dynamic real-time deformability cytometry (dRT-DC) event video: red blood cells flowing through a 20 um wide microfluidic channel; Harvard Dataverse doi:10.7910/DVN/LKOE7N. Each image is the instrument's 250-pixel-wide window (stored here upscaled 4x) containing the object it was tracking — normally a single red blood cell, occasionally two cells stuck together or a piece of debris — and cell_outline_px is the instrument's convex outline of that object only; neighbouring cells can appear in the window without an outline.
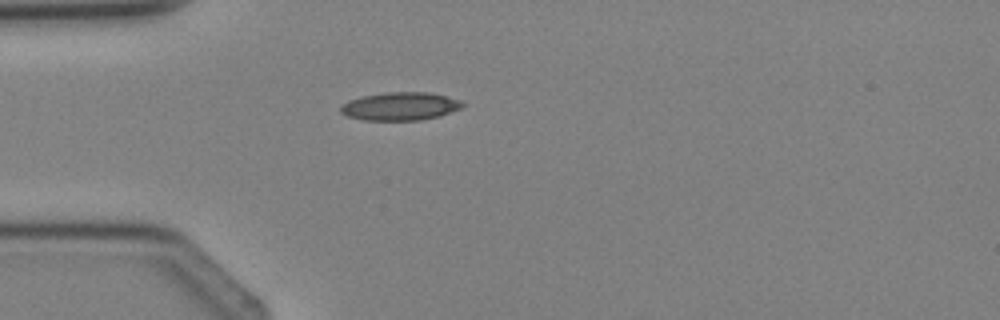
{"species": "Egyptian fruit bat (a non-hibernating species)", "species_latin": "Rousettus aegyptiacus", "temperature_condition": "cold", "stored_images_in_passage": 1, "camera_frame_rate_fps": 3000, "um_per_image_px": 0.085, "animal": {"sex": "female"}, "frame": {"image": 1, "passage_image": 1, "time_ms": 0.0, "image_size_px": [1000, 320], "cell_outline_px": [[464, 104], [460, 108], [440, 116], [420, 120], [364, 120], [348, 116], [340, 112], [340, 104], [348, 100], [360, 96], [384, 92], [428, 92], [460, 100]], "centroid_in_image_um": [33.96, 9.03], "position_along_channel_um": 51.0, "area_um2": 20.0}}